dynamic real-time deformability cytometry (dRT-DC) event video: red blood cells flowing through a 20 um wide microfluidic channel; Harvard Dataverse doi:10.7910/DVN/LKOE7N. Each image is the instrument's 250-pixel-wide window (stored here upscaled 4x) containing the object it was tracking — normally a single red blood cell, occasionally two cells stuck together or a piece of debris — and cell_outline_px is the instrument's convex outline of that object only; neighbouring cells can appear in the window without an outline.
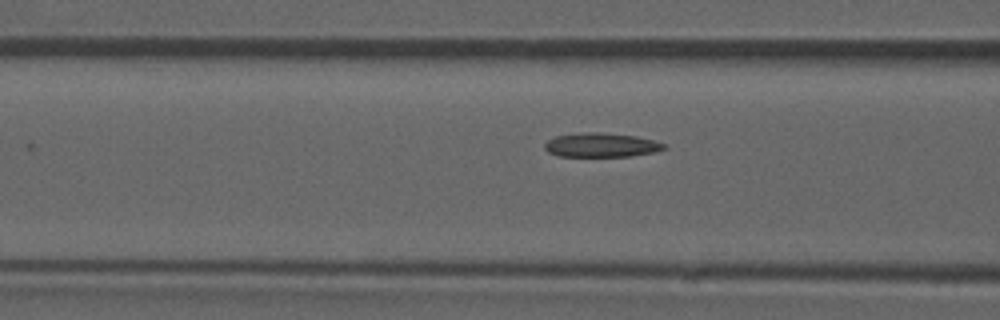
{"species": "common noctule bat (a hibernating species)", "species_latin": "Nyctalus noctula", "temperature_condition": "room temperature", "stored_images_in_passage": 31, "camera_frame_rate_fps": 3000, "um_per_image_px": 0.085, "animal": {"sex": "male", "forearm_length_mm": 52.5}, "frame": {"image": 1, "passage_image": 9, "time_ms": 2.667, "image_size_px": [1000, 320], "cell_outline_px": [[668, 148], [652, 152], [628, 156], [560, 156], [548, 152], [544, 148], [544, 144], [548, 140], [556, 136], [588, 132], [596, 132], [636, 136], [652, 140], [664, 144]], "centroid_in_image_um": [51.08, 12.33], "position_along_channel_um": 115.5, "area_um2": 16.47}, "authors_computed_cell_mechanics": {"area_um2": 16.8198, "velocity_mm_per_s": 3.8949, "shape_relaxation_time_tau1_ms": null, "shape_relaxation_time_tau2_ms": 3.1692, "deformation_change_tau1": null, "deformation_change_tau2": 0.0946}}